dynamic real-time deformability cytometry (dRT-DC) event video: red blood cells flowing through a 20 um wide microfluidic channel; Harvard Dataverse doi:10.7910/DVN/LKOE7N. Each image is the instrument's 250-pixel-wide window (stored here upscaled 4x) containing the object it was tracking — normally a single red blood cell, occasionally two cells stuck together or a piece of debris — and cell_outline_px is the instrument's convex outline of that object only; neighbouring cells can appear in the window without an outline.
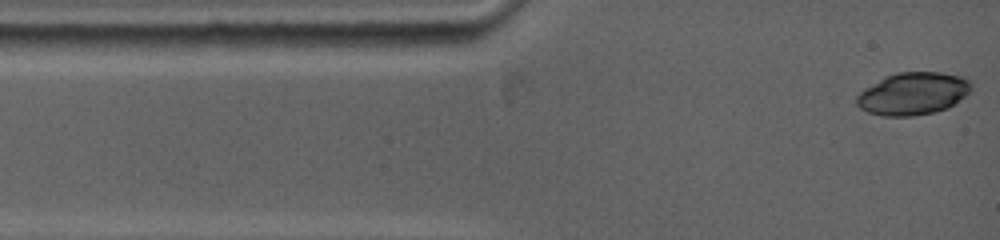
{"species": "common noctule bat (a hibernating species)", "species_latin": "Nyctalus noctula", "temperature_condition": "warm", "stored_images_in_passage": 12, "camera_frame_rate_fps": 5000, "um_per_image_px": 0.085, "animal": {"sex": "female", "body_mass_g": 19.0, "forearm_length_mm": 53.3}, "frame": {"image": 1, "passage_image": 1, "time_ms": 0.0, "image_size_px": [1000, 240], "cell_outline_px": [[972, 88], [964, 96], [948, 108], [936, 112], [912, 116], [884, 116], [868, 112], [860, 108], [856, 104], [856, 96], [864, 88], [884, 76], [896, 72], [940, 72], [964, 76], [972, 84]], "centroid_in_image_um": [77.59, 7.95], "position_along_channel_um": 7.4, "area_um2": 28.55}}
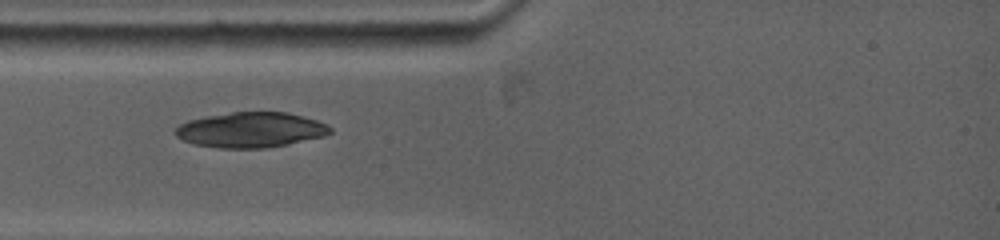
{"frame": {"image": 2, "passage_image": 6, "time_ms": 2.6, "image_size_px": [1000, 240], "cell_outline_px": [[332, 132], [324, 136], [288, 144], [264, 148], [216, 148], [192, 144], [176, 136], [176, 128], [180, 124], [188, 120], [204, 116], [232, 112], [288, 112], [316, 120], [328, 124], [332, 128]], "centroid_in_image_um": [21.32, 11.04], "position_along_channel_um": 63.7, "area_um2": 31.91}}
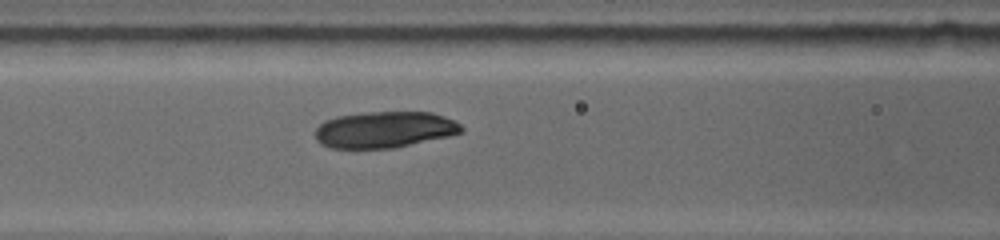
{"frame": {"image": 3, "passage_image": 9, "time_ms": 4.4, "image_size_px": [1000, 240], "cell_outline_px": [[464, 132], [448, 136], [396, 148], [328, 148], [320, 144], [316, 140], [316, 128], [324, 120], [336, 116], [364, 112], [432, 112], [456, 120], [464, 128]], "centroid_in_image_um": [32.69, 11.02], "position_along_channel_um": 133.9, "area_um2": 31.33}}